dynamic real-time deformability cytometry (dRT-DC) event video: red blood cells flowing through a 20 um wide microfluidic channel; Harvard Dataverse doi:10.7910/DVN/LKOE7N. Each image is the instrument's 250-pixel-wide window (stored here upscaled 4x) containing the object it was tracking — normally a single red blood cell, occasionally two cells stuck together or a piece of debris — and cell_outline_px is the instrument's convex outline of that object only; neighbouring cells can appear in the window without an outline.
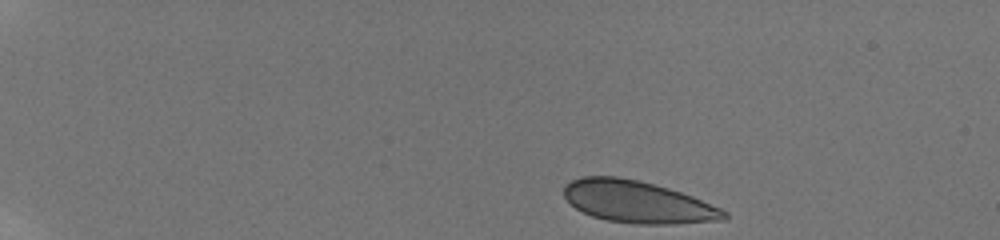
{"species": "human", "species_latin": "Homo sapiens", "temperature_condition": "room temperature", "stored_images_in_passage": 44, "camera_frame_rate_fps": 3000, "um_per_image_px": 0.085, "donor": {"sex": "male"}, "frame": {"image": 1, "passage_image": 1, "time_ms": 0.0, "image_size_px": [1000, 240], "cell_outline_px": [[728, 216], [724, 220], [672, 224], [636, 224], [608, 220], [592, 216], [576, 208], [564, 196], [564, 184], [580, 176], [616, 176], [640, 180], [668, 188], [692, 196], [720, 208], [728, 212]], "centroid_in_image_um": [54.19, 17.15], "position_along_channel_um": 30.8, "area_um2": 39.13}}
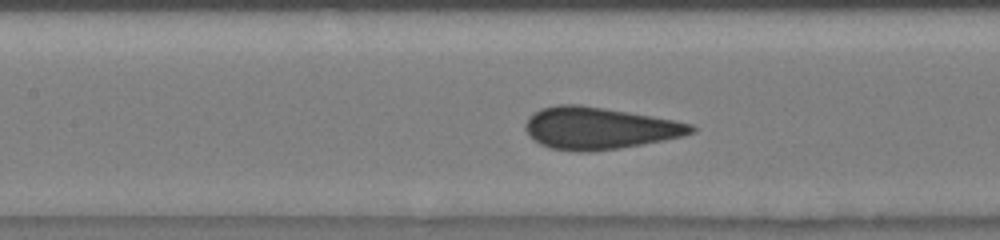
{"frame": {"image": 2, "passage_image": 21, "time_ms": 6.333, "image_size_px": [1000, 240], "cell_outline_px": [[696, 132], [684, 136], [664, 140], [620, 148], [588, 152], [584, 152], [552, 148], [540, 144], [532, 140], [528, 136], [524, 128], [524, 124], [528, 116], [540, 108], [556, 104], [580, 104], [676, 120], [692, 124], [696, 128]], "centroid_in_image_um": [50.9, 10.89], "position_along_channel_um": 156.5, "area_um2": 40.86}}
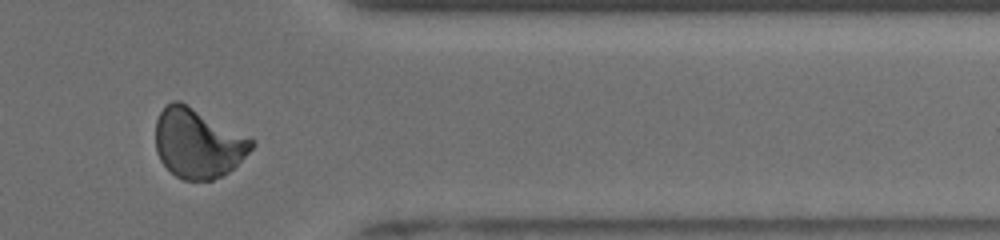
{"frame": {"image": 3, "passage_image": 38, "time_ms": 12.667, "image_size_px": [1000, 240], "cell_outline_px": [[256, 144], [224, 176], [212, 180], [184, 180], [176, 176], [160, 160], [156, 152], [156, 120], [160, 112], [172, 100], [180, 100], [256, 140]], "centroid_in_image_um": [16.82, 12.16], "position_along_channel_um": 394.6, "area_um2": 38.84}, "authors_computed_cell_mechanics": {"area_um2": 39.2751, "velocity_mm_per_s": 3.8566, "shape_relaxation_time_tau1_ms": 10.3989, "shape_relaxation_time_tau2_ms": null, "deformation_change_tau1": 0.1585, "deformation_change_tau2": null}}